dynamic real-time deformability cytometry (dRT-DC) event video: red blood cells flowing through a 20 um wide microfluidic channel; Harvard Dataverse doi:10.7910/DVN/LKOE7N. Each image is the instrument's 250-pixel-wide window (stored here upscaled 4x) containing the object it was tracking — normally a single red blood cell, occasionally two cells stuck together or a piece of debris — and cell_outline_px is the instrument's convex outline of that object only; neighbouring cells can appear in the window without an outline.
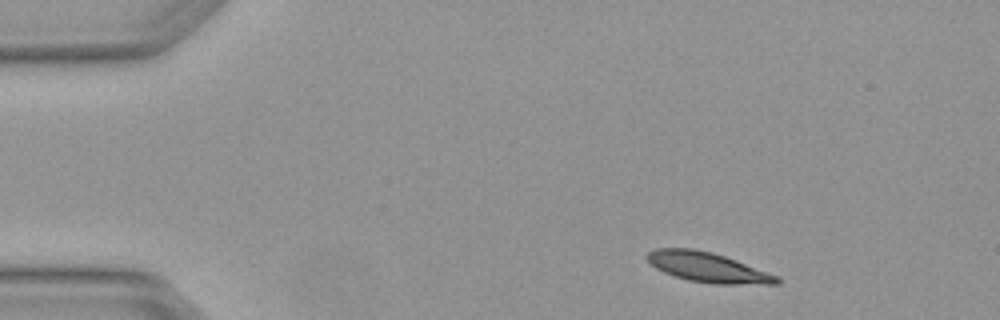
{"species": "Egyptian fruit bat (a non-hibernating species)", "species_latin": "Rousettus aegyptiacus", "temperature_condition": "warm", "stored_images_in_passage": 2, "camera_frame_rate_fps": 3000, "um_per_image_px": 0.085, "animal": {"sex": "female"}, "frame": {"image": 1, "passage_image": 1, "time_ms": 0.0, "image_size_px": [1000, 320], "cell_outline_px": [[780, 284], [716, 284], [688, 280], [664, 272], [656, 268], [644, 256], [648, 252], [656, 248], [692, 248], [712, 252], [736, 260], [780, 276]], "centroid_in_image_um": [60.18, 22.72], "position_along_channel_um": 24.8, "area_um2": 22.54}}